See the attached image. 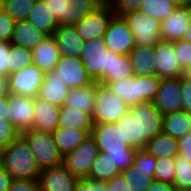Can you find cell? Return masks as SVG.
Listing matches in <instances>:
<instances>
[{"label": "cell", "mask_w": 191, "mask_h": 191, "mask_svg": "<svg viewBox=\"0 0 191 191\" xmlns=\"http://www.w3.org/2000/svg\"><path fill=\"white\" fill-rule=\"evenodd\" d=\"M9 191H42L38 179H13Z\"/></svg>", "instance_id": "cell-46"}, {"label": "cell", "mask_w": 191, "mask_h": 191, "mask_svg": "<svg viewBox=\"0 0 191 191\" xmlns=\"http://www.w3.org/2000/svg\"><path fill=\"white\" fill-rule=\"evenodd\" d=\"M92 127L93 121L90 114L80 111L79 109L76 110L72 107H60L58 128L81 129L86 130L90 134Z\"/></svg>", "instance_id": "cell-27"}, {"label": "cell", "mask_w": 191, "mask_h": 191, "mask_svg": "<svg viewBox=\"0 0 191 191\" xmlns=\"http://www.w3.org/2000/svg\"><path fill=\"white\" fill-rule=\"evenodd\" d=\"M4 11L3 0H0V14Z\"/></svg>", "instance_id": "cell-61"}, {"label": "cell", "mask_w": 191, "mask_h": 191, "mask_svg": "<svg viewBox=\"0 0 191 191\" xmlns=\"http://www.w3.org/2000/svg\"><path fill=\"white\" fill-rule=\"evenodd\" d=\"M34 110L33 130L52 133L58 128L59 106L35 97Z\"/></svg>", "instance_id": "cell-20"}, {"label": "cell", "mask_w": 191, "mask_h": 191, "mask_svg": "<svg viewBox=\"0 0 191 191\" xmlns=\"http://www.w3.org/2000/svg\"><path fill=\"white\" fill-rule=\"evenodd\" d=\"M186 7H187V11H188L189 19H190V24H191V2Z\"/></svg>", "instance_id": "cell-59"}, {"label": "cell", "mask_w": 191, "mask_h": 191, "mask_svg": "<svg viewBox=\"0 0 191 191\" xmlns=\"http://www.w3.org/2000/svg\"><path fill=\"white\" fill-rule=\"evenodd\" d=\"M116 124L120 126L123 139L126 140L129 147L138 151V127L136 117H132V115L127 112Z\"/></svg>", "instance_id": "cell-36"}, {"label": "cell", "mask_w": 191, "mask_h": 191, "mask_svg": "<svg viewBox=\"0 0 191 191\" xmlns=\"http://www.w3.org/2000/svg\"><path fill=\"white\" fill-rule=\"evenodd\" d=\"M184 40H187V41L191 42V24H190V26H189L188 31L186 32V35H185V37H184Z\"/></svg>", "instance_id": "cell-58"}, {"label": "cell", "mask_w": 191, "mask_h": 191, "mask_svg": "<svg viewBox=\"0 0 191 191\" xmlns=\"http://www.w3.org/2000/svg\"><path fill=\"white\" fill-rule=\"evenodd\" d=\"M33 64L48 72L55 69L61 55L53 36H48L32 50Z\"/></svg>", "instance_id": "cell-23"}, {"label": "cell", "mask_w": 191, "mask_h": 191, "mask_svg": "<svg viewBox=\"0 0 191 191\" xmlns=\"http://www.w3.org/2000/svg\"><path fill=\"white\" fill-rule=\"evenodd\" d=\"M106 191H128L122 173L117 174L111 180L105 182Z\"/></svg>", "instance_id": "cell-51"}, {"label": "cell", "mask_w": 191, "mask_h": 191, "mask_svg": "<svg viewBox=\"0 0 191 191\" xmlns=\"http://www.w3.org/2000/svg\"><path fill=\"white\" fill-rule=\"evenodd\" d=\"M58 150L62 156L75 150L89 135L86 130L57 128L52 132Z\"/></svg>", "instance_id": "cell-30"}, {"label": "cell", "mask_w": 191, "mask_h": 191, "mask_svg": "<svg viewBox=\"0 0 191 191\" xmlns=\"http://www.w3.org/2000/svg\"><path fill=\"white\" fill-rule=\"evenodd\" d=\"M162 132L177 140L191 132V114L181 110L163 115Z\"/></svg>", "instance_id": "cell-28"}, {"label": "cell", "mask_w": 191, "mask_h": 191, "mask_svg": "<svg viewBox=\"0 0 191 191\" xmlns=\"http://www.w3.org/2000/svg\"><path fill=\"white\" fill-rule=\"evenodd\" d=\"M15 24L14 19L5 11L0 14V41L10 42Z\"/></svg>", "instance_id": "cell-45"}, {"label": "cell", "mask_w": 191, "mask_h": 191, "mask_svg": "<svg viewBox=\"0 0 191 191\" xmlns=\"http://www.w3.org/2000/svg\"><path fill=\"white\" fill-rule=\"evenodd\" d=\"M96 82L79 88H71L64 105L76 110L86 112L92 116L95 105Z\"/></svg>", "instance_id": "cell-26"}, {"label": "cell", "mask_w": 191, "mask_h": 191, "mask_svg": "<svg viewBox=\"0 0 191 191\" xmlns=\"http://www.w3.org/2000/svg\"><path fill=\"white\" fill-rule=\"evenodd\" d=\"M45 76L46 72L35 64L15 71L8 76L9 92L28 98H35L38 96Z\"/></svg>", "instance_id": "cell-12"}, {"label": "cell", "mask_w": 191, "mask_h": 191, "mask_svg": "<svg viewBox=\"0 0 191 191\" xmlns=\"http://www.w3.org/2000/svg\"><path fill=\"white\" fill-rule=\"evenodd\" d=\"M128 112L137 119L138 151L144 150L146 143L162 132L163 114L153 102H142L131 106Z\"/></svg>", "instance_id": "cell-8"}, {"label": "cell", "mask_w": 191, "mask_h": 191, "mask_svg": "<svg viewBox=\"0 0 191 191\" xmlns=\"http://www.w3.org/2000/svg\"><path fill=\"white\" fill-rule=\"evenodd\" d=\"M13 178L0 162V191H9Z\"/></svg>", "instance_id": "cell-52"}, {"label": "cell", "mask_w": 191, "mask_h": 191, "mask_svg": "<svg viewBox=\"0 0 191 191\" xmlns=\"http://www.w3.org/2000/svg\"><path fill=\"white\" fill-rule=\"evenodd\" d=\"M178 154L191 162V132L178 139Z\"/></svg>", "instance_id": "cell-50"}, {"label": "cell", "mask_w": 191, "mask_h": 191, "mask_svg": "<svg viewBox=\"0 0 191 191\" xmlns=\"http://www.w3.org/2000/svg\"><path fill=\"white\" fill-rule=\"evenodd\" d=\"M177 6L170 0H143L139 11L160 22L167 19Z\"/></svg>", "instance_id": "cell-34"}, {"label": "cell", "mask_w": 191, "mask_h": 191, "mask_svg": "<svg viewBox=\"0 0 191 191\" xmlns=\"http://www.w3.org/2000/svg\"><path fill=\"white\" fill-rule=\"evenodd\" d=\"M9 112L8 95L0 97V116H6Z\"/></svg>", "instance_id": "cell-55"}, {"label": "cell", "mask_w": 191, "mask_h": 191, "mask_svg": "<svg viewBox=\"0 0 191 191\" xmlns=\"http://www.w3.org/2000/svg\"><path fill=\"white\" fill-rule=\"evenodd\" d=\"M190 26L186 6L177 7L172 14L161 21V41L176 42L183 40Z\"/></svg>", "instance_id": "cell-19"}, {"label": "cell", "mask_w": 191, "mask_h": 191, "mask_svg": "<svg viewBox=\"0 0 191 191\" xmlns=\"http://www.w3.org/2000/svg\"><path fill=\"white\" fill-rule=\"evenodd\" d=\"M74 191H106V186L105 182L84 178L78 179Z\"/></svg>", "instance_id": "cell-48"}, {"label": "cell", "mask_w": 191, "mask_h": 191, "mask_svg": "<svg viewBox=\"0 0 191 191\" xmlns=\"http://www.w3.org/2000/svg\"><path fill=\"white\" fill-rule=\"evenodd\" d=\"M36 0H3L4 11L9 14L15 22L27 21L29 12Z\"/></svg>", "instance_id": "cell-37"}, {"label": "cell", "mask_w": 191, "mask_h": 191, "mask_svg": "<svg viewBox=\"0 0 191 191\" xmlns=\"http://www.w3.org/2000/svg\"><path fill=\"white\" fill-rule=\"evenodd\" d=\"M129 110V106L107 86L96 82L93 124L116 123Z\"/></svg>", "instance_id": "cell-6"}, {"label": "cell", "mask_w": 191, "mask_h": 191, "mask_svg": "<svg viewBox=\"0 0 191 191\" xmlns=\"http://www.w3.org/2000/svg\"><path fill=\"white\" fill-rule=\"evenodd\" d=\"M155 74L163 78L182 77L183 69L174 49V42L159 41L153 46Z\"/></svg>", "instance_id": "cell-15"}, {"label": "cell", "mask_w": 191, "mask_h": 191, "mask_svg": "<svg viewBox=\"0 0 191 191\" xmlns=\"http://www.w3.org/2000/svg\"><path fill=\"white\" fill-rule=\"evenodd\" d=\"M182 110L191 114V81L181 77Z\"/></svg>", "instance_id": "cell-49"}, {"label": "cell", "mask_w": 191, "mask_h": 191, "mask_svg": "<svg viewBox=\"0 0 191 191\" xmlns=\"http://www.w3.org/2000/svg\"><path fill=\"white\" fill-rule=\"evenodd\" d=\"M21 134L27 139L40 170L62 164L63 156L58 150L52 133L29 129Z\"/></svg>", "instance_id": "cell-5"}, {"label": "cell", "mask_w": 191, "mask_h": 191, "mask_svg": "<svg viewBox=\"0 0 191 191\" xmlns=\"http://www.w3.org/2000/svg\"><path fill=\"white\" fill-rule=\"evenodd\" d=\"M10 74L33 64L32 50L10 43Z\"/></svg>", "instance_id": "cell-38"}, {"label": "cell", "mask_w": 191, "mask_h": 191, "mask_svg": "<svg viewBox=\"0 0 191 191\" xmlns=\"http://www.w3.org/2000/svg\"><path fill=\"white\" fill-rule=\"evenodd\" d=\"M75 11V24L93 12L104 0H69Z\"/></svg>", "instance_id": "cell-41"}, {"label": "cell", "mask_w": 191, "mask_h": 191, "mask_svg": "<svg viewBox=\"0 0 191 191\" xmlns=\"http://www.w3.org/2000/svg\"><path fill=\"white\" fill-rule=\"evenodd\" d=\"M114 15L112 5L108 1H104L73 27L84 41L104 38L109 22Z\"/></svg>", "instance_id": "cell-10"}, {"label": "cell", "mask_w": 191, "mask_h": 191, "mask_svg": "<svg viewBox=\"0 0 191 191\" xmlns=\"http://www.w3.org/2000/svg\"><path fill=\"white\" fill-rule=\"evenodd\" d=\"M144 150L156 158L176 157L178 155V140L161 132L146 143Z\"/></svg>", "instance_id": "cell-31"}, {"label": "cell", "mask_w": 191, "mask_h": 191, "mask_svg": "<svg viewBox=\"0 0 191 191\" xmlns=\"http://www.w3.org/2000/svg\"><path fill=\"white\" fill-rule=\"evenodd\" d=\"M90 135L94 138L98 150L106 153L107 157L116 163L120 172L133 165L137 150L129 147L116 123L93 124Z\"/></svg>", "instance_id": "cell-1"}, {"label": "cell", "mask_w": 191, "mask_h": 191, "mask_svg": "<svg viewBox=\"0 0 191 191\" xmlns=\"http://www.w3.org/2000/svg\"><path fill=\"white\" fill-rule=\"evenodd\" d=\"M129 56L132 62L134 75L149 76L155 74L153 47L135 45Z\"/></svg>", "instance_id": "cell-29"}, {"label": "cell", "mask_w": 191, "mask_h": 191, "mask_svg": "<svg viewBox=\"0 0 191 191\" xmlns=\"http://www.w3.org/2000/svg\"><path fill=\"white\" fill-rule=\"evenodd\" d=\"M19 134L6 116H0V150L6 148Z\"/></svg>", "instance_id": "cell-42"}, {"label": "cell", "mask_w": 191, "mask_h": 191, "mask_svg": "<svg viewBox=\"0 0 191 191\" xmlns=\"http://www.w3.org/2000/svg\"><path fill=\"white\" fill-rule=\"evenodd\" d=\"M10 42L0 41V74H10Z\"/></svg>", "instance_id": "cell-47"}, {"label": "cell", "mask_w": 191, "mask_h": 191, "mask_svg": "<svg viewBox=\"0 0 191 191\" xmlns=\"http://www.w3.org/2000/svg\"><path fill=\"white\" fill-rule=\"evenodd\" d=\"M51 13L57 19L59 26L75 24V11L69 0H44Z\"/></svg>", "instance_id": "cell-35"}, {"label": "cell", "mask_w": 191, "mask_h": 191, "mask_svg": "<svg viewBox=\"0 0 191 191\" xmlns=\"http://www.w3.org/2000/svg\"><path fill=\"white\" fill-rule=\"evenodd\" d=\"M0 162L13 179H38L41 171L27 139L22 134L0 150Z\"/></svg>", "instance_id": "cell-2"}, {"label": "cell", "mask_w": 191, "mask_h": 191, "mask_svg": "<svg viewBox=\"0 0 191 191\" xmlns=\"http://www.w3.org/2000/svg\"><path fill=\"white\" fill-rule=\"evenodd\" d=\"M27 21L48 36H53L59 26L57 19L53 16L44 0H36L29 12Z\"/></svg>", "instance_id": "cell-24"}, {"label": "cell", "mask_w": 191, "mask_h": 191, "mask_svg": "<svg viewBox=\"0 0 191 191\" xmlns=\"http://www.w3.org/2000/svg\"><path fill=\"white\" fill-rule=\"evenodd\" d=\"M7 119L19 131L32 129L34 124L35 98H28L9 92Z\"/></svg>", "instance_id": "cell-14"}, {"label": "cell", "mask_w": 191, "mask_h": 191, "mask_svg": "<svg viewBox=\"0 0 191 191\" xmlns=\"http://www.w3.org/2000/svg\"><path fill=\"white\" fill-rule=\"evenodd\" d=\"M104 40L107 49L119 55H129L135 47L134 35L121 16H113Z\"/></svg>", "instance_id": "cell-13"}, {"label": "cell", "mask_w": 191, "mask_h": 191, "mask_svg": "<svg viewBox=\"0 0 191 191\" xmlns=\"http://www.w3.org/2000/svg\"><path fill=\"white\" fill-rule=\"evenodd\" d=\"M182 78L191 81V66L183 70Z\"/></svg>", "instance_id": "cell-56"}, {"label": "cell", "mask_w": 191, "mask_h": 191, "mask_svg": "<svg viewBox=\"0 0 191 191\" xmlns=\"http://www.w3.org/2000/svg\"><path fill=\"white\" fill-rule=\"evenodd\" d=\"M9 94L8 76L0 74V97Z\"/></svg>", "instance_id": "cell-54"}, {"label": "cell", "mask_w": 191, "mask_h": 191, "mask_svg": "<svg viewBox=\"0 0 191 191\" xmlns=\"http://www.w3.org/2000/svg\"><path fill=\"white\" fill-rule=\"evenodd\" d=\"M174 188L172 183L154 180L147 191H174Z\"/></svg>", "instance_id": "cell-53"}, {"label": "cell", "mask_w": 191, "mask_h": 191, "mask_svg": "<svg viewBox=\"0 0 191 191\" xmlns=\"http://www.w3.org/2000/svg\"><path fill=\"white\" fill-rule=\"evenodd\" d=\"M69 87L54 71L46 72L45 79L40 86L38 98L44 99L51 104L62 107L69 93Z\"/></svg>", "instance_id": "cell-22"}, {"label": "cell", "mask_w": 191, "mask_h": 191, "mask_svg": "<svg viewBox=\"0 0 191 191\" xmlns=\"http://www.w3.org/2000/svg\"><path fill=\"white\" fill-rule=\"evenodd\" d=\"M156 157L145 150L136 151L133 165L122 171L128 191H147L154 181Z\"/></svg>", "instance_id": "cell-7"}, {"label": "cell", "mask_w": 191, "mask_h": 191, "mask_svg": "<svg viewBox=\"0 0 191 191\" xmlns=\"http://www.w3.org/2000/svg\"><path fill=\"white\" fill-rule=\"evenodd\" d=\"M174 191H191V189H184V188L175 187Z\"/></svg>", "instance_id": "cell-60"}, {"label": "cell", "mask_w": 191, "mask_h": 191, "mask_svg": "<svg viewBox=\"0 0 191 191\" xmlns=\"http://www.w3.org/2000/svg\"><path fill=\"white\" fill-rule=\"evenodd\" d=\"M54 71L69 89L84 87L93 83L84 68L81 58L61 56Z\"/></svg>", "instance_id": "cell-17"}, {"label": "cell", "mask_w": 191, "mask_h": 191, "mask_svg": "<svg viewBox=\"0 0 191 191\" xmlns=\"http://www.w3.org/2000/svg\"><path fill=\"white\" fill-rule=\"evenodd\" d=\"M98 153V146L89 134L75 150L63 156L62 165L76 178H88L92 163Z\"/></svg>", "instance_id": "cell-9"}, {"label": "cell", "mask_w": 191, "mask_h": 191, "mask_svg": "<svg viewBox=\"0 0 191 191\" xmlns=\"http://www.w3.org/2000/svg\"><path fill=\"white\" fill-rule=\"evenodd\" d=\"M133 76L134 70L130 56L111 52L110 73L99 84L107 86L110 82L124 80Z\"/></svg>", "instance_id": "cell-32"}, {"label": "cell", "mask_w": 191, "mask_h": 191, "mask_svg": "<svg viewBox=\"0 0 191 191\" xmlns=\"http://www.w3.org/2000/svg\"><path fill=\"white\" fill-rule=\"evenodd\" d=\"M123 19L134 35L135 45L153 47L161 41V22L137 10L124 14Z\"/></svg>", "instance_id": "cell-11"}, {"label": "cell", "mask_w": 191, "mask_h": 191, "mask_svg": "<svg viewBox=\"0 0 191 191\" xmlns=\"http://www.w3.org/2000/svg\"><path fill=\"white\" fill-rule=\"evenodd\" d=\"M174 164L175 179L173 185L178 188L191 189V162L178 154Z\"/></svg>", "instance_id": "cell-39"}, {"label": "cell", "mask_w": 191, "mask_h": 191, "mask_svg": "<svg viewBox=\"0 0 191 191\" xmlns=\"http://www.w3.org/2000/svg\"><path fill=\"white\" fill-rule=\"evenodd\" d=\"M61 56L80 58L85 41L73 26L60 25L53 34Z\"/></svg>", "instance_id": "cell-21"}, {"label": "cell", "mask_w": 191, "mask_h": 191, "mask_svg": "<svg viewBox=\"0 0 191 191\" xmlns=\"http://www.w3.org/2000/svg\"><path fill=\"white\" fill-rule=\"evenodd\" d=\"M160 81L161 78L156 74L149 76L134 75L131 78L110 82L107 87L131 107L142 102H153Z\"/></svg>", "instance_id": "cell-3"}, {"label": "cell", "mask_w": 191, "mask_h": 191, "mask_svg": "<svg viewBox=\"0 0 191 191\" xmlns=\"http://www.w3.org/2000/svg\"><path fill=\"white\" fill-rule=\"evenodd\" d=\"M174 49L178 56L181 68L184 70L191 66V42L179 40L174 42Z\"/></svg>", "instance_id": "cell-44"}, {"label": "cell", "mask_w": 191, "mask_h": 191, "mask_svg": "<svg viewBox=\"0 0 191 191\" xmlns=\"http://www.w3.org/2000/svg\"><path fill=\"white\" fill-rule=\"evenodd\" d=\"M143 0H108L116 16L139 10Z\"/></svg>", "instance_id": "cell-43"}, {"label": "cell", "mask_w": 191, "mask_h": 191, "mask_svg": "<svg viewBox=\"0 0 191 191\" xmlns=\"http://www.w3.org/2000/svg\"><path fill=\"white\" fill-rule=\"evenodd\" d=\"M172 1L177 7H180V6H187L191 0H170Z\"/></svg>", "instance_id": "cell-57"}, {"label": "cell", "mask_w": 191, "mask_h": 191, "mask_svg": "<svg viewBox=\"0 0 191 191\" xmlns=\"http://www.w3.org/2000/svg\"><path fill=\"white\" fill-rule=\"evenodd\" d=\"M78 181L62 164L40 171L38 183L42 191H74Z\"/></svg>", "instance_id": "cell-18"}, {"label": "cell", "mask_w": 191, "mask_h": 191, "mask_svg": "<svg viewBox=\"0 0 191 191\" xmlns=\"http://www.w3.org/2000/svg\"><path fill=\"white\" fill-rule=\"evenodd\" d=\"M175 157L156 158L154 180L166 183H174L175 179Z\"/></svg>", "instance_id": "cell-40"}, {"label": "cell", "mask_w": 191, "mask_h": 191, "mask_svg": "<svg viewBox=\"0 0 191 191\" xmlns=\"http://www.w3.org/2000/svg\"><path fill=\"white\" fill-rule=\"evenodd\" d=\"M121 173L113 161L107 157L106 153H98L96 159L92 163L89 177L87 179L106 182L111 180L114 176Z\"/></svg>", "instance_id": "cell-33"}, {"label": "cell", "mask_w": 191, "mask_h": 191, "mask_svg": "<svg viewBox=\"0 0 191 191\" xmlns=\"http://www.w3.org/2000/svg\"><path fill=\"white\" fill-rule=\"evenodd\" d=\"M80 58L93 82L100 83L110 73L111 51L104 38L85 41Z\"/></svg>", "instance_id": "cell-4"}, {"label": "cell", "mask_w": 191, "mask_h": 191, "mask_svg": "<svg viewBox=\"0 0 191 191\" xmlns=\"http://www.w3.org/2000/svg\"><path fill=\"white\" fill-rule=\"evenodd\" d=\"M47 37V34L35 28L28 21H19L15 24L10 43L33 50Z\"/></svg>", "instance_id": "cell-25"}, {"label": "cell", "mask_w": 191, "mask_h": 191, "mask_svg": "<svg viewBox=\"0 0 191 191\" xmlns=\"http://www.w3.org/2000/svg\"><path fill=\"white\" fill-rule=\"evenodd\" d=\"M180 87L181 77L161 79L153 104L163 115L182 110L183 103Z\"/></svg>", "instance_id": "cell-16"}]
</instances>
